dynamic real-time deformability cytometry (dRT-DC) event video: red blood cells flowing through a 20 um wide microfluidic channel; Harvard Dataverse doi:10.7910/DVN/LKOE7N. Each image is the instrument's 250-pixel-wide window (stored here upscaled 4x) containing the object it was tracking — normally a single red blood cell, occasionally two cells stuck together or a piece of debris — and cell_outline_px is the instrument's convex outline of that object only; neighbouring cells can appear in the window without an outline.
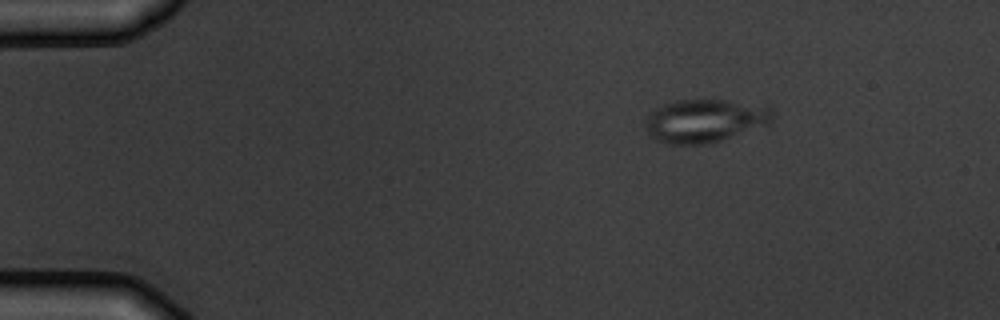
{"species": "common noctule bat (a hibernating species)", "species_latin": "Nyctalus noctula", "temperature_condition": "warm", "stored_images_in_passage": 3, "camera_frame_rate_fps": 3000, "um_per_image_px": 0.085, "animal": {"sex": "male", "body_mass_g": 19.5, "forearm_length_mm": 54.6}, "frame": {"image": 1, "passage_image": 1, "time_ms": 0.0, "image_size_px": [1000, 320], "cell_outline_px": [[772, 120], [764, 124], [720, 140], [704, 144], [668, 144], [656, 140], [648, 132], [644, 124], [648, 116], [656, 108], [664, 104], [676, 100], [728, 100], [768, 104], [772, 108]], "centroid_in_image_um": [59.91, 10.23], "position_along_channel_um": 25.1, "area_um2": 31.73}}